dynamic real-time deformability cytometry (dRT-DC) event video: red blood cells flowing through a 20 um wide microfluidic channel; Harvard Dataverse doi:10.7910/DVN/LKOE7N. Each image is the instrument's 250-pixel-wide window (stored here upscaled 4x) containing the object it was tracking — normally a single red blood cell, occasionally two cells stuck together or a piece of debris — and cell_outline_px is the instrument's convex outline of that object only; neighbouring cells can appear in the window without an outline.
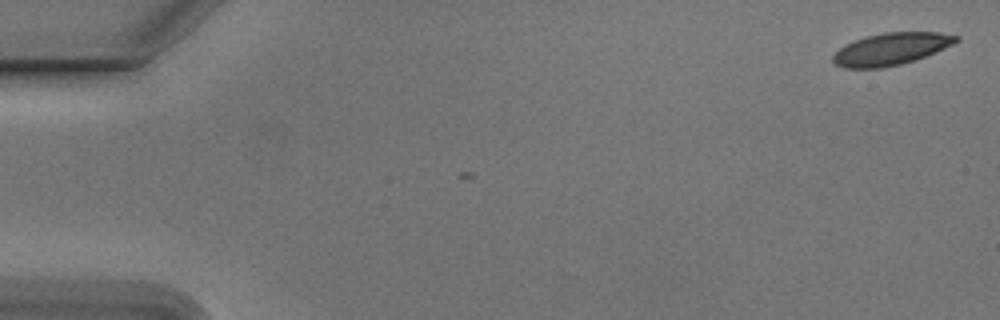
{"species": "Egyptian fruit bat (a non-hibernating species)", "species_latin": "Rousettus aegyptiacus", "temperature_condition": "cold", "stored_images_in_passage": 40, "camera_frame_rate_fps": 3000, "um_per_image_px": 0.085, "animal": {"sex": "male"}, "frame": {"image": 1, "passage_image": 1, "time_ms": 0.0, "image_size_px": [1000, 320], "cell_outline_px": [[960, 40], [944, 48], [916, 60], [900, 64], [880, 68], [844, 68], [836, 64], [832, 60], [832, 56], [844, 44], [864, 36], [884, 32], [940, 32], [960, 36]], "centroid_in_image_um": [75.73, 4.15], "position_along_channel_um": 9.3, "area_um2": 23.12}}
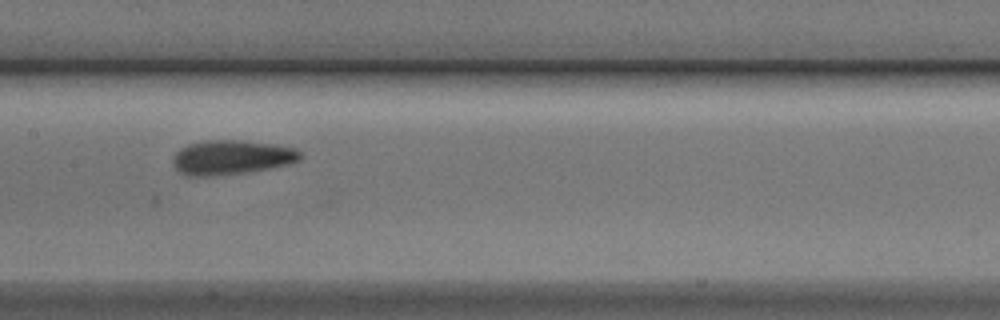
{"frame": {"image": 2, "passage_image": 27, "time_ms": 8.667, "image_size_px": [1000, 320], "cell_outline_px": [[304, 156], [300, 160], [288, 164], [268, 168], [244, 172], [212, 176], [184, 176], [172, 164], [172, 160], [176, 152], [180, 148], [188, 144], [204, 140], [240, 140], [276, 144], [296, 148]], "centroid_in_image_um": [19.67, 13.36], "position_along_channel_um": 187.7, "area_um2": 25.72}}
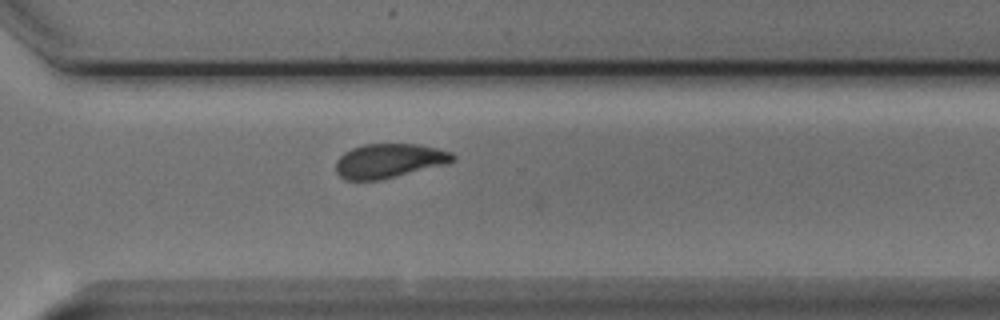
{"frame": {"image": 3, "passage_image": 39, "time_ms": 12.667, "image_size_px": [1000, 320], "cell_outline_px": [[456, 160], [448, 164], [380, 180], [344, 180], [336, 172], [336, 160], [344, 152], [352, 148], [364, 144], [420, 144], [452, 152], [456, 156]], "centroid_in_image_um": [33.1, 13.67], "position_along_channel_um": 337.5, "area_um2": 23.58}}